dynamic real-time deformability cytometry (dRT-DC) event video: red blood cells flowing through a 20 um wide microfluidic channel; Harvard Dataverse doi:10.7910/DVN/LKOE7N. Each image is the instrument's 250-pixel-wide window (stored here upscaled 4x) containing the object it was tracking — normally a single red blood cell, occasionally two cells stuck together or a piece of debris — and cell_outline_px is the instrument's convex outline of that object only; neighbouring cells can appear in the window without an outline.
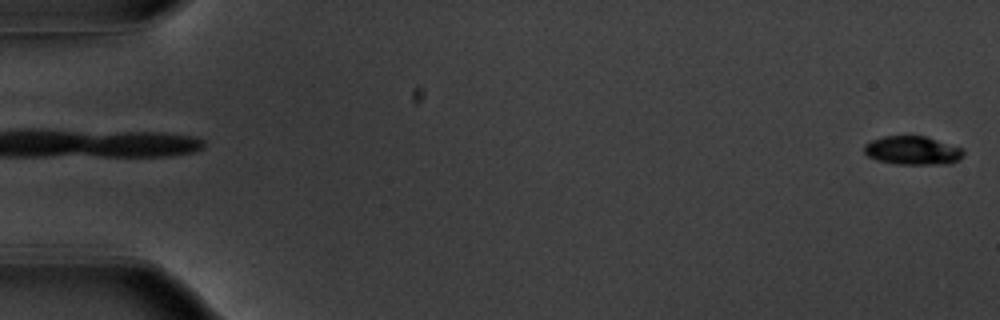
{"species": "common noctule bat (a hibernating species)", "species_latin": "Nyctalus noctula", "temperature_condition": "warm", "stored_images_in_passage": 13, "camera_frame_rate_fps": 3000, "um_per_image_px": 0.085, "animal": {"sex": "male", "body_mass_g": 20.1, "forearm_length_mm": 53.5}, "frame": {"image": 1, "passage_image": 1, "time_ms": 0.0, "image_size_px": [1000, 320], "cell_outline_px": [[964, 156], [952, 164], [896, 164], [880, 160], [868, 156], [864, 152], [864, 144], [872, 140], [884, 136], [924, 136], [964, 148]], "centroid_in_image_um": [77.61, 12.79], "position_along_channel_um": 7.4, "area_um2": 16.59}}